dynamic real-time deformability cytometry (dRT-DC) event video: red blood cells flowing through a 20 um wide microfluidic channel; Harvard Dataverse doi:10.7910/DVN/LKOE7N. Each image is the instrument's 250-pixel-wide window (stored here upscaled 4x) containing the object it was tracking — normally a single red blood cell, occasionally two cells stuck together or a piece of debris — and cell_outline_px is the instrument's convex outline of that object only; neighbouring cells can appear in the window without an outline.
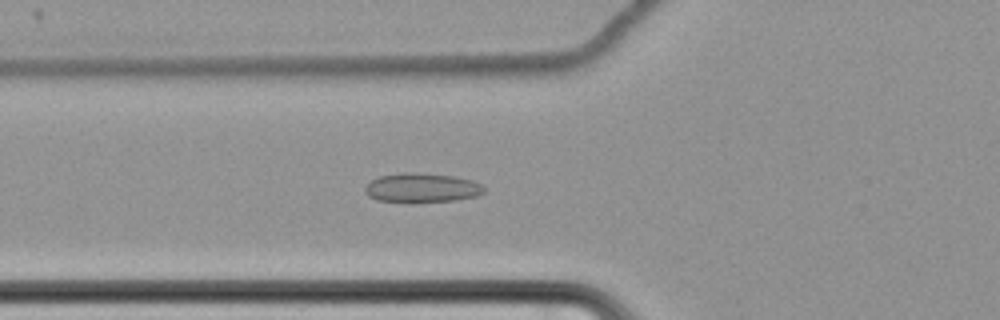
{"species": "common noctule bat (a hibernating species)", "species_latin": "Nyctalus noctula", "temperature_condition": "cold", "stored_images_in_passage": 65, "camera_frame_rate_fps": 3000, "um_per_image_px": 0.085, "animal": {"sex": "female", "body_mass_g": 22.7, "forearm_length_mm": 54.2}, "frame": {"image": 1, "passage_image": 28, "time_ms": 9.0, "image_size_px": [1000, 320], "cell_outline_px": [[484, 192], [476, 196], [456, 200], [376, 200], [368, 196], [364, 192], [364, 188], [372, 180], [380, 176], [400, 172], [416, 172], [456, 176], [472, 180], [480, 184], [484, 188]], "centroid_in_image_um": [35.86, 15.92], "position_along_channel_um": 89.9, "area_um2": 19.77}}
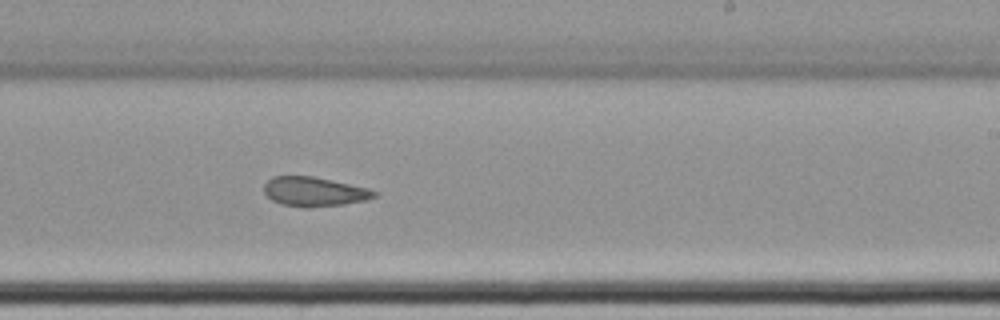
{"frame": {"image": 2, "passage_image": 43, "time_ms": 14.0, "image_size_px": [1000, 320], "cell_outline_px": [[376, 196], [364, 200], [344, 204], [308, 208], [304, 208], [280, 204], [272, 200], [264, 192], [264, 184], [272, 176], [312, 176], [368, 188], [376, 192]], "centroid_in_image_um": [26.66, 16.3], "position_along_channel_um": 262.3, "area_um2": 18.79}}
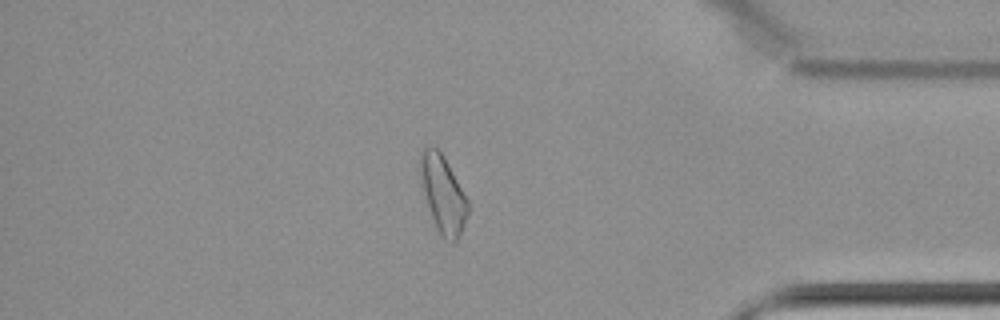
{"frame": {"image": 3, "passage_image": 57, "time_ms": 18.667, "image_size_px": [1000, 320], "cell_outline_px": [[468, 216], [456, 240], [452, 244], [436, 228], [424, 192], [420, 176], [420, 152], [424, 148], [432, 144], [444, 156], [468, 200]], "centroid_in_image_um": [37.66, 16.45], "position_along_channel_um": 397.5, "area_um2": 20.92}, "authors_computed_cell_mechanics": {"area_um2": 20.9236, "velocity_mm_per_s": 3.4548, "shape_relaxation_time_tau1_ms": null, "shape_relaxation_time_tau2_ms": 3.7505, "deformation_change_tau1": null, "deformation_change_tau2": 0.0844}}